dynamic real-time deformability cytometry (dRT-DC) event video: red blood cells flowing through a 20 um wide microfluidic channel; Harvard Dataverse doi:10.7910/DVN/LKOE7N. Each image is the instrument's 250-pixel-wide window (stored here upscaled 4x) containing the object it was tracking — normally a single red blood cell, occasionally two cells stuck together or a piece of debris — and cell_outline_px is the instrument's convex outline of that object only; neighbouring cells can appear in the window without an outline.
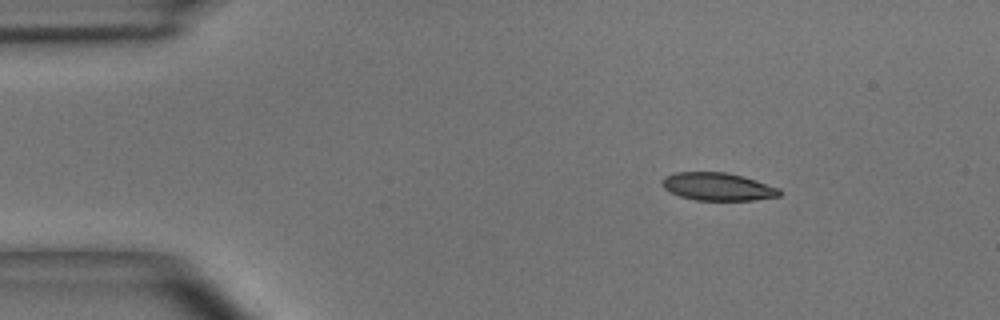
{"species": "common noctule bat (a hibernating species)", "species_latin": "Nyctalus noctula", "temperature_condition": "room temperature", "stored_images_in_passage": 4, "camera_frame_rate_fps": 3000, "um_per_image_px": 0.085, "animal": {"sex": "male", "body_mass_g": 15.6}, "frame": {"image": 1, "passage_image": 1, "time_ms": 0.0, "image_size_px": [1000, 320], "cell_outline_px": [[780, 196], [756, 200], [696, 200], [680, 196], [664, 188], [660, 184], [660, 180], [664, 176], [676, 172], [728, 172], [744, 176], [780, 188]], "centroid_in_image_um": [61.0, 15.85], "position_along_channel_um": 24.0, "area_um2": 19.19}}
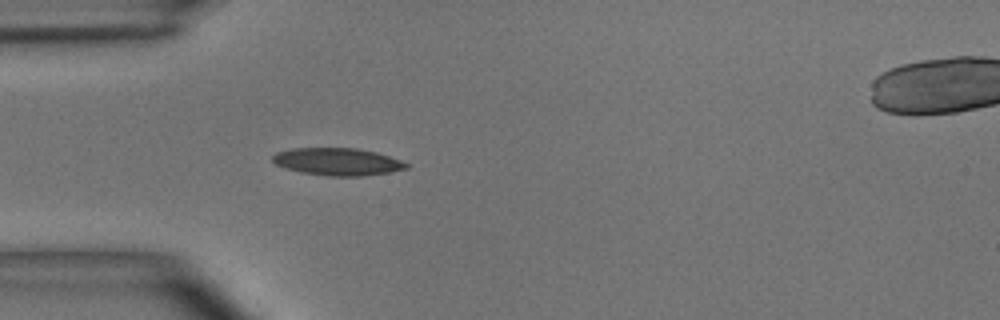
{"frame": {"image": 2, "passage_image": 3, "time_ms": 0.667, "image_size_px": [1000, 320], "cell_outline_px": [[408, 168], [388, 172], [364, 176], [328, 176], [300, 172], [284, 168], [276, 164], [272, 160], [272, 156], [276, 152], [292, 148], [356, 148], [376, 152], [400, 160], [408, 164]], "centroid_in_image_um": [28.65, 13.74], "position_along_channel_um": 56.3, "area_um2": 21.33}}